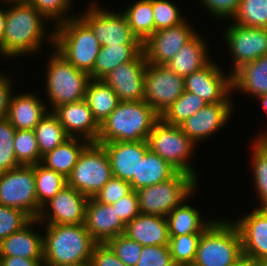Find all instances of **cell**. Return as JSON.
<instances>
[{
	"label": "cell",
	"instance_id": "1",
	"mask_svg": "<svg viewBox=\"0 0 267 266\" xmlns=\"http://www.w3.org/2000/svg\"><path fill=\"white\" fill-rule=\"evenodd\" d=\"M5 31L0 48L4 57L18 58L25 54L36 53L42 48L48 20L29 2H8ZM45 19V20H44ZM41 47V48H40Z\"/></svg>",
	"mask_w": 267,
	"mask_h": 266
},
{
	"label": "cell",
	"instance_id": "2",
	"mask_svg": "<svg viewBox=\"0 0 267 266\" xmlns=\"http://www.w3.org/2000/svg\"><path fill=\"white\" fill-rule=\"evenodd\" d=\"M160 116L142 101H120L100 124L98 144L147 141Z\"/></svg>",
	"mask_w": 267,
	"mask_h": 266
},
{
	"label": "cell",
	"instance_id": "3",
	"mask_svg": "<svg viewBox=\"0 0 267 266\" xmlns=\"http://www.w3.org/2000/svg\"><path fill=\"white\" fill-rule=\"evenodd\" d=\"M43 266H72L91 261L96 242L82 224H44Z\"/></svg>",
	"mask_w": 267,
	"mask_h": 266
},
{
	"label": "cell",
	"instance_id": "4",
	"mask_svg": "<svg viewBox=\"0 0 267 266\" xmlns=\"http://www.w3.org/2000/svg\"><path fill=\"white\" fill-rule=\"evenodd\" d=\"M49 42L75 68L88 74L93 71L101 44L91 29L78 17L55 25Z\"/></svg>",
	"mask_w": 267,
	"mask_h": 266
},
{
	"label": "cell",
	"instance_id": "5",
	"mask_svg": "<svg viewBox=\"0 0 267 266\" xmlns=\"http://www.w3.org/2000/svg\"><path fill=\"white\" fill-rule=\"evenodd\" d=\"M243 256L241 236L229 220H214L201 234L192 266H233Z\"/></svg>",
	"mask_w": 267,
	"mask_h": 266
},
{
	"label": "cell",
	"instance_id": "6",
	"mask_svg": "<svg viewBox=\"0 0 267 266\" xmlns=\"http://www.w3.org/2000/svg\"><path fill=\"white\" fill-rule=\"evenodd\" d=\"M46 67V95L53 112L57 107L85 100L90 75L75 68L55 48Z\"/></svg>",
	"mask_w": 267,
	"mask_h": 266
},
{
	"label": "cell",
	"instance_id": "7",
	"mask_svg": "<svg viewBox=\"0 0 267 266\" xmlns=\"http://www.w3.org/2000/svg\"><path fill=\"white\" fill-rule=\"evenodd\" d=\"M197 178L185 172H176L170 179L137 190L140 211L143 214L166 217L196 190Z\"/></svg>",
	"mask_w": 267,
	"mask_h": 266
},
{
	"label": "cell",
	"instance_id": "8",
	"mask_svg": "<svg viewBox=\"0 0 267 266\" xmlns=\"http://www.w3.org/2000/svg\"><path fill=\"white\" fill-rule=\"evenodd\" d=\"M147 142L152 152L158 154L178 172L197 177L189 159L194 153L196 144L182 132L179 126L166 124L160 118L149 133Z\"/></svg>",
	"mask_w": 267,
	"mask_h": 266
},
{
	"label": "cell",
	"instance_id": "9",
	"mask_svg": "<svg viewBox=\"0 0 267 266\" xmlns=\"http://www.w3.org/2000/svg\"><path fill=\"white\" fill-rule=\"evenodd\" d=\"M112 176L107 151L103 145L90 142L67 178V185L93 198Z\"/></svg>",
	"mask_w": 267,
	"mask_h": 266
},
{
	"label": "cell",
	"instance_id": "10",
	"mask_svg": "<svg viewBox=\"0 0 267 266\" xmlns=\"http://www.w3.org/2000/svg\"><path fill=\"white\" fill-rule=\"evenodd\" d=\"M0 205L20 209L31 219L38 218L41 209L35 188V165L0 172Z\"/></svg>",
	"mask_w": 267,
	"mask_h": 266
},
{
	"label": "cell",
	"instance_id": "11",
	"mask_svg": "<svg viewBox=\"0 0 267 266\" xmlns=\"http://www.w3.org/2000/svg\"><path fill=\"white\" fill-rule=\"evenodd\" d=\"M79 18L91 29L101 46L143 44L132 32L122 12L107 11L93 1Z\"/></svg>",
	"mask_w": 267,
	"mask_h": 266
},
{
	"label": "cell",
	"instance_id": "12",
	"mask_svg": "<svg viewBox=\"0 0 267 266\" xmlns=\"http://www.w3.org/2000/svg\"><path fill=\"white\" fill-rule=\"evenodd\" d=\"M184 91V77L172 72L166 65L147 64L144 101L160 117Z\"/></svg>",
	"mask_w": 267,
	"mask_h": 266
},
{
	"label": "cell",
	"instance_id": "13",
	"mask_svg": "<svg viewBox=\"0 0 267 266\" xmlns=\"http://www.w3.org/2000/svg\"><path fill=\"white\" fill-rule=\"evenodd\" d=\"M218 64L210 61L203 68L184 78L185 91L194 93L209 103H232V74L227 76Z\"/></svg>",
	"mask_w": 267,
	"mask_h": 266
},
{
	"label": "cell",
	"instance_id": "14",
	"mask_svg": "<svg viewBox=\"0 0 267 266\" xmlns=\"http://www.w3.org/2000/svg\"><path fill=\"white\" fill-rule=\"evenodd\" d=\"M225 40L233 58V74L243 64L267 54V29L251 28L236 23L225 31Z\"/></svg>",
	"mask_w": 267,
	"mask_h": 266
},
{
	"label": "cell",
	"instance_id": "15",
	"mask_svg": "<svg viewBox=\"0 0 267 266\" xmlns=\"http://www.w3.org/2000/svg\"><path fill=\"white\" fill-rule=\"evenodd\" d=\"M88 199L75 188L66 185L43 206L37 219L42 225L46 222V224H82Z\"/></svg>",
	"mask_w": 267,
	"mask_h": 266
},
{
	"label": "cell",
	"instance_id": "16",
	"mask_svg": "<svg viewBox=\"0 0 267 266\" xmlns=\"http://www.w3.org/2000/svg\"><path fill=\"white\" fill-rule=\"evenodd\" d=\"M196 33V30L192 29L186 20L177 26L155 31L143 43L147 63L167 65L176 52Z\"/></svg>",
	"mask_w": 267,
	"mask_h": 266
},
{
	"label": "cell",
	"instance_id": "17",
	"mask_svg": "<svg viewBox=\"0 0 267 266\" xmlns=\"http://www.w3.org/2000/svg\"><path fill=\"white\" fill-rule=\"evenodd\" d=\"M147 64L142 52L135 60L119 65L101 80L117 94L120 101H142Z\"/></svg>",
	"mask_w": 267,
	"mask_h": 266
},
{
	"label": "cell",
	"instance_id": "18",
	"mask_svg": "<svg viewBox=\"0 0 267 266\" xmlns=\"http://www.w3.org/2000/svg\"><path fill=\"white\" fill-rule=\"evenodd\" d=\"M233 103H209L179 125L196 145L217 133L233 115ZM207 137V138H206Z\"/></svg>",
	"mask_w": 267,
	"mask_h": 266
},
{
	"label": "cell",
	"instance_id": "19",
	"mask_svg": "<svg viewBox=\"0 0 267 266\" xmlns=\"http://www.w3.org/2000/svg\"><path fill=\"white\" fill-rule=\"evenodd\" d=\"M233 223L241 236L243 256L254 261L267 259V206L256 207Z\"/></svg>",
	"mask_w": 267,
	"mask_h": 266
},
{
	"label": "cell",
	"instance_id": "20",
	"mask_svg": "<svg viewBox=\"0 0 267 266\" xmlns=\"http://www.w3.org/2000/svg\"><path fill=\"white\" fill-rule=\"evenodd\" d=\"M84 226L96 243H107L123 234L126 224L120 219L112 204H101L89 198L86 205Z\"/></svg>",
	"mask_w": 267,
	"mask_h": 266
},
{
	"label": "cell",
	"instance_id": "21",
	"mask_svg": "<svg viewBox=\"0 0 267 266\" xmlns=\"http://www.w3.org/2000/svg\"><path fill=\"white\" fill-rule=\"evenodd\" d=\"M53 113L70 137L97 142L100 124L94 118L85 100L61 105Z\"/></svg>",
	"mask_w": 267,
	"mask_h": 266
},
{
	"label": "cell",
	"instance_id": "22",
	"mask_svg": "<svg viewBox=\"0 0 267 266\" xmlns=\"http://www.w3.org/2000/svg\"><path fill=\"white\" fill-rule=\"evenodd\" d=\"M109 158L112 175L125 181L138 178V167L149 150L147 141L102 144Z\"/></svg>",
	"mask_w": 267,
	"mask_h": 266
},
{
	"label": "cell",
	"instance_id": "23",
	"mask_svg": "<svg viewBox=\"0 0 267 266\" xmlns=\"http://www.w3.org/2000/svg\"><path fill=\"white\" fill-rule=\"evenodd\" d=\"M41 224L31 219L20 230L0 241V256H17L27 259H44L43 235L33 230V225Z\"/></svg>",
	"mask_w": 267,
	"mask_h": 266
},
{
	"label": "cell",
	"instance_id": "24",
	"mask_svg": "<svg viewBox=\"0 0 267 266\" xmlns=\"http://www.w3.org/2000/svg\"><path fill=\"white\" fill-rule=\"evenodd\" d=\"M124 234L142 246L169 245L166 217L140 213L125 226Z\"/></svg>",
	"mask_w": 267,
	"mask_h": 266
},
{
	"label": "cell",
	"instance_id": "25",
	"mask_svg": "<svg viewBox=\"0 0 267 266\" xmlns=\"http://www.w3.org/2000/svg\"><path fill=\"white\" fill-rule=\"evenodd\" d=\"M47 104L34 93L11 96L7 119L16 130H34L48 113Z\"/></svg>",
	"mask_w": 267,
	"mask_h": 266
},
{
	"label": "cell",
	"instance_id": "26",
	"mask_svg": "<svg viewBox=\"0 0 267 266\" xmlns=\"http://www.w3.org/2000/svg\"><path fill=\"white\" fill-rule=\"evenodd\" d=\"M205 39L196 33L167 63V67L181 77H187L210 62Z\"/></svg>",
	"mask_w": 267,
	"mask_h": 266
},
{
	"label": "cell",
	"instance_id": "27",
	"mask_svg": "<svg viewBox=\"0 0 267 266\" xmlns=\"http://www.w3.org/2000/svg\"><path fill=\"white\" fill-rule=\"evenodd\" d=\"M232 90L255 98L267 93V54L243 64L232 74Z\"/></svg>",
	"mask_w": 267,
	"mask_h": 266
},
{
	"label": "cell",
	"instance_id": "28",
	"mask_svg": "<svg viewBox=\"0 0 267 266\" xmlns=\"http://www.w3.org/2000/svg\"><path fill=\"white\" fill-rule=\"evenodd\" d=\"M143 52V44L101 46L90 79L101 80L121 64L135 60Z\"/></svg>",
	"mask_w": 267,
	"mask_h": 266
},
{
	"label": "cell",
	"instance_id": "29",
	"mask_svg": "<svg viewBox=\"0 0 267 266\" xmlns=\"http://www.w3.org/2000/svg\"><path fill=\"white\" fill-rule=\"evenodd\" d=\"M79 140L83 141H80L81 143H79ZM89 143V141L83 138L70 137L63 144L43 155L40 164L48 169L54 170L67 179L76 165L83 149Z\"/></svg>",
	"mask_w": 267,
	"mask_h": 266
},
{
	"label": "cell",
	"instance_id": "30",
	"mask_svg": "<svg viewBox=\"0 0 267 266\" xmlns=\"http://www.w3.org/2000/svg\"><path fill=\"white\" fill-rule=\"evenodd\" d=\"M177 170L158 154L150 149L138 167V178H132L129 182L132 190H139L170 179Z\"/></svg>",
	"mask_w": 267,
	"mask_h": 266
},
{
	"label": "cell",
	"instance_id": "31",
	"mask_svg": "<svg viewBox=\"0 0 267 266\" xmlns=\"http://www.w3.org/2000/svg\"><path fill=\"white\" fill-rule=\"evenodd\" d=\"M169 236L203 233L215 220L202 221L199 211L186 204V200L175 207L167 216Z\"/></svg>",
	"mask_w": 267,
	"mask_h": 266
},
{
	"label": "cell",
	"instance_id": "32",
	"mask_svg": "<svg viewBox=\"0 0 267 266\" xmlns=\"http://www.w3.org/2000/svg\"><path fill=\"white\" fill-rule=\"evenodd\" d=\"M85 101L94 118L101 124L120 103L117 94L102 80L91 79L88 82Z\"/></svg>",
	"mask_w": 267,
	"mask_h": 266
},
{
	"label": "cell",
	"instance_id": "33",
	"mask_svg": "<svg viewBox=\"0 0 267 266\" xmlns=\"http://www.w3.org/2000/svg\"><path fill=\"white\" fill-rule=\"evenodd\" d=\"M122 12L133 34L144 43L154 32L153 0H139Z\"/></svg>",
	"mask_w": 267,
	"mask_h": 266
},
{
	"label": "cell",
	"instance_id": "34",
	"mask_svg": "<svg viewBox=\"0 0 267 266\" xmlns=\"http://www.w3.org/2000/svg\"><path fill=\"white\" fill-rule=\"evenodd\" d=\"M41 157L63 144L70 136L50 110L34 128Z\"/></svg>",
	"mask_w": 267,
	"mask_h": 266
},
{
	"label": "cell",
	"instance_id": "35",
	"mask_svg": "<svg viewBox=\"0 0 267 266\" xmlns=\"http://www.w3.org/2000/svg\"><path fill=\"white\" fill-rule=\"evenodd\" d=\"M67 185V179L40 163L35 164V188L40 209Z\"/></svg>",
	"mask_w": 267,
	"mask_h": 266
},
{
	"label": "cell",
	"instance_id": "36",
	"mask_svg": "<svg viewBox=\"0 0 267 266\" xmlns=\"http://www.w3.org/2000/svg\"><path fill=\"white\" fill-rule=\"evenodd\" d=\"M207 103L194 93L184 91L160 117L166 124L179 126Z\"/></svg>",
	"mask_w": 267,
	"mask_h": 266
},
{
	"label": "cell",
	"instance_id": "37",
	"mask_svg": "<svg viewBox=\"0 0 267 266\" xmlns=\"http://www.w3.org/2000/svg\"><path fill=\"white\" fill-rule=\"evenodd\" d=\"M252 155V174L254 177V183L256 187V193H258V199L260 200L262 206H267V144L256 137L253 144Z\"/></svg>",
	"mask_w": 267,
	"mask_h": 266
},
{
	"label": "cell",
	"instance_id": "38",
	"mask_svg": "<svg viewBox=\"0 0 267 266\" xmlns=\"http://www.w3.org/2000/svg\"><path fill=\"white\" fill-rule=\"evenodd\" d=\"M232 20L242 26L267 29V0H241Z\"/></svg>",
	"mask_w": 267,
	"mask_h": 266
},
{
	"label": "cell",
	"instance_id": "39",
	"mask_svg": "<svg viewBox=\"0 0 267 266\" xmlns=\"http://www.w3.org/2000/svg\"><path fill=\"white\" fill-rule=\"evenodd\" d=\"M201 234L169 236V248L175 266H192Z\"/></svg>",
	"mask_w": 267,
	"mask_h": 266
},
{
	"label": "cell",
	"instance_id": "40",
	"mask_svg": "<svg viewBox=\"0 0 267 266\" xmlns=\"http://www.w3.org/2000/svg\"><path fill=\"white\" fill-rule=\"evenodd\" d=\"M13 140L15 158L20 165H35L41 162L34 130H16Z\"/></svg>",
	"mask_w": 267,
	"mask_h": 266
},
{
	"label": "cell",
	"instance_id": "41",
	"mask_svg": "<svg viewBox=\"0 0 267 266\" xmlns=\"http://www.w3.org/2000/svg\"><path fill=\"white\" fill-rule=\"evenodd\" d=\"M15 133L16 129L7 118L0 119V172L20 166L15 158Z\"/></svg>",
	"mask_w": 267,
	"mask_h": 266
},
{
	"label": "cell",
	"instance_id": "42",
	"mask_svg": "<svg viewBox=\"0 0 267 266\" xmlns=\"http://www.w3.org/2000/svg\"><path fill=\"white\" fill-rule=\"evenodd\" d=\"M179 11V8L168 0H153V18L155 31L174 27L185 19Z\"/></svg>",
	"mask_w": 267,
	"mask_h": 266
},
{
	"label": "cell",
	"instance_id": "43",
	"mask_svg": "<svg viewBox=\"0 0 267 266\" xmlns=\"http://www.w3.org/2000/svg\"><path fill=\"white\" fill-rule=\"evenodd\" d=\"M107 244L126 266H136L143 246L124 233L110 239Z\"/></svg>",
	"mask_w": 267,
	"mask_h": 266
},
{
	"label": "cell",
	"instance_id": "44",
	"mask_svg": "<svg viewBox=\"0 0 267 266\" xmlns=\"http://www.w3.org/2000/svg\"><path fill=\"white\" fill-rule=\"evenodd\" d=\"M39 13H41L47 20H53L54 23L60 24L70 18L76 17L66 16L67 9L69 10L73 0H29L28 1ZM66 16V17H65Z\"/></svg>",
	"mask_w": 267,
	"mask_h": 266
},
{
	"label": "cell",
	"instance_id": "45",
	"mask_svg": "<svg viewBox=\"0 0 267 266\" xmlns=\"http://www.w3.org/2000/svg\"><path fill=\"white\" fill-rule=\"evenodd\" d=\"M30 220L22 210L0 205V241L20 230Z\"/></svg>",
	"mask_w": 267,
	"mask_h": 266
},
{
	"label": "cell",
	"instance_id": "46",
	"mask_svg": "<svg viewBox=\"0 0 267 266\" xmlns=\"http://www.w3.org/2000/svg\"><path fill=\"white\" fill-rule=\"evenodd\" d=\"M136 266H175L169 245L143 246Z\"/></svg>",
	"mask_w": 267,
	"mask_h": 266
},
{
	"label": "cell",
	"instance_id": "47",
	"mask_svg": "<svg viewBox=\"0 0 267 266\" xmlns=\"http://www.w3.org/2000/svg\"><path fill=\"white\" fill-rule=\"evenodd\" d=\"M131 191L129 181L112 176L93 198L101 204H113Z\"/></svg>",
	"mask_w": 267,
	"mask_h": 266
},
{
	"label": "cell",
	"instance_id": "48",
	"mask_svg": "<svg viewBox=\"0 0 267 266\" xmlns=\"http://www.w3.org/2000/svg\"><path fill=\"white\" fill-rule=\"evenodd\" d=\"M112 205L115 206L117 215L125 224L132 221L141 213L136 190H132L129 194L121 197Z\"/></svg>",
	"mask_w": 267,
	"mask_h": 266
},
{
	"label": "cell",
	"instance_id": "49",
	"mask_svg": "<svg viewBox=\"0 0 267 266\" xmlns=\"http://www.w3.org/2000/svg\"><path fill=\"white\" fill-rule=\"evenodd\" d=\"M207 8V12L216 18L232 20L236 14L241 0H200Z\"/></svg>",
	"mask_w": 267,
	"mask_h": 266
},
{
	"label": "cell",
	"instance_id": "50",
	"mask_svg": "<svg viewBox=\"0 0 267 266\" xmlns=\"http://www.w3.org/2000/svg\"><path fill=\"white\" fill-rule=\"evenodd\" d=\"M91 262L93 266H126L107 243L94 245Z\"/></svg>",
	"mask_w": 267,
	"mask_h": 266
},
{
	"label": "cell",
	"instance_id": "51",
	"mask_svg": "<svg viewBox=\"0 0 267 266\" xmlns=\"http://www.w3.org/2000/svg\"><path fill=\"white\" fill-rule=\"evenodd\" d=\"M9 76L0 74V119L7 118L12 88Z\"/></svg>",
	"mask_w": 267,
	"mask_h": 266
},
{
	"label": "cell",
	"instance_id": "52",
	"mask_svg": "<svg viewBox=\"0 0 267 266\" xmlns=\"http://www.w3.org/2000/svg\"><path fill=\"white\" fill-rule=\"evenodd\" d=\"M43 260L27 259L17 256H0V266H43Z\"/></svg>",
	"mask_w": 267,
	"mask_h": 266
},
{
	"label": "cell",
	"instance_id": "53",
	"mask_svg": "<svg viewBox=\"0 0 267 266\" xmlns=\"http://www.w3.org/2000/svg\"><path fill=\"white\" fill-rule=\"evenodd\" d=\"M7 9L3 10L0 8V48L2 46L3 35L5 31Z\"/></svg>",
	"mask_w": 267,
	"mask_h": 266
},
{
	"label": "cell",
	"instance_id": "54",
	"mask_svg": "<svg viewBox=\"0 0 267 266\" xmlns=\"http://www.w3.org/2000/svg\"><path fill=\"white\" fill-rule=\"evenodd\" d=\"M233 266H255L254 260L242 257L237 263H235Z\"/></svg>",
	"mask_w": 267,
	"mask_h": 266
},
{
	"label": "cell",
	"instance_id": "55",
	"mask_svg": "<svg viewBox=\"0 0 267 266\" xmlns=\"http://www.w3.org/2000/svg\"><path fill=\"white\" fill-rule=\"evenodd\" d=\"M257 99H259L261 101L260 104H262L264 111L267 112V93L264 95L258 96Z\"/></svg>",
	"mask_w": 267,
	"mask_h": 266
},
{
	"label": "cell",
	"instance_id": "56",
	"mask_svg": "<svg viewBox=\"0 0 267 266\" xmlns=\"http://www.w3.org/2000/svg\"><path fill=\"white\" fill-rule=\"evenodd\" d=\"M255 266H267V259L255 260Z\"/></svg>",
	"mask_w": 267,
	"mask_h": 266
},
{
	"label": "cell",
	"instance_id": "57",
	"mask_svg": "<svg viewBox=\"0 0 267 266\" xmlns=\"http://www.w3.org/2000/svg\"><path fill=\"white\" fill-rule=\"evenodd\" d=\"M257 137H259L260 139H262L267 144V132L261 133Z\"/></svg>",
	"mask_w": 267,
	"mask_h": 266
},
{
	"label": "cell",
	"instance_id": "58",
	"mask_svg": "<svg viewBox=\"0 0 267 266\" xmlns=\"http://www.w3.org/2000/svg\"><path fill=\"white\" fill-rule=\"evenodd\" d=\"M72 266H93V264H92L91 261H88V262H85V263H82V264L72 265Z\"/></svg>",
	"mask_w": 267,
	"mask_h": 266
},
{
	"label": "cell",
	"instance_id": "59",
	"mask_svg": "<svg viewBox=\"0 0 267 266\" xmlns=\"http://www.w3.org/2000/svg\"><path fill=\"white\" fill-rule=\"evenodd\" d=\"M8 2H23V1H26L28 2L29 0H6Z\"/></svg>",
	"mask_w": 267,
	"mask_h": 266
}]
</instances>
